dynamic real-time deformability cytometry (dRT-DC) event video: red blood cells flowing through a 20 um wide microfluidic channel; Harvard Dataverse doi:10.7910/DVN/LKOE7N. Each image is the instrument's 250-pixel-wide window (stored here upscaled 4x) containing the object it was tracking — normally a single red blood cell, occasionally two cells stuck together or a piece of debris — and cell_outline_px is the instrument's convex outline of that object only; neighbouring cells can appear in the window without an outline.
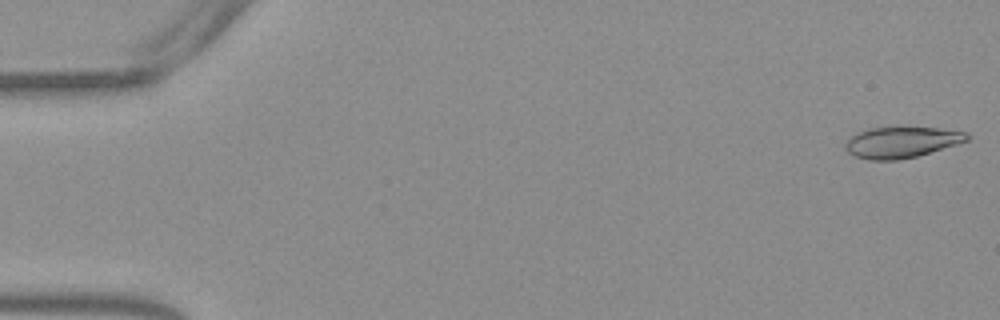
{"species": "Egyptian fruit bat (a non-hibernating species)", "species_latin": "Rousettus aegyptiacus", "temperature_condition": "warm", "stored_images_in_passage": 53, "camera_frame_rate_fps": 3000, "um_per_image_px": 0.085, "frame": {"image": 1, "passage_image": 1, "time_ms": 0.0, "image_size_px": [1000, 320], "cell_outline_px": [[972, 136], [968, 140], [956, 144], [916, 156], [896, 160], [868, 160], [856, 156], [848, 152], [844, 148], [844, 144], [856, 132], [868, 128], [896, 124], [900, 124], [936, 128], [968, 132]], "centroid_in_image_um": [76.61, 12.03], "position_along_channel_um": 8.4, "area_um2": 22.77}}
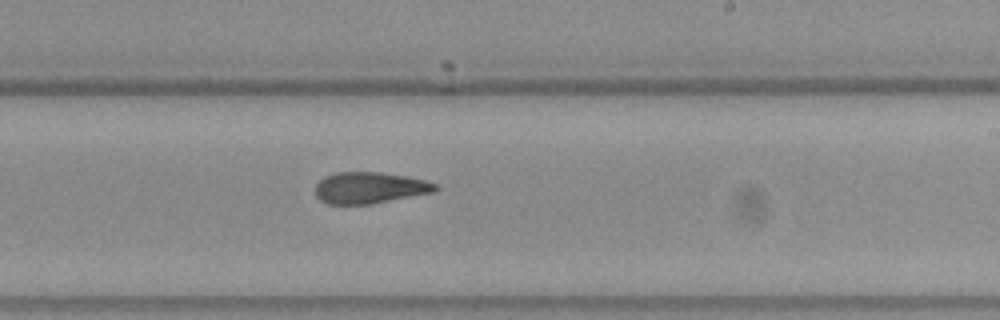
{"frame": {"image": 2, "passage_image": 32, "time_ms": 10.333, "image_size_px": [1000, 320], "cell_outline_px": [[440, 188], [436, 192], [372, 204], [328, 204], [320, 200], [316, 196], [316, 184], [324, 176], [336, 172], [380, 172], [404, 176], [424, 180], [436, 184]], "centroid_in_image_um": [31.43, 15.97], "position_along_channel_um": 257.6, "area_um2": 22.08}}
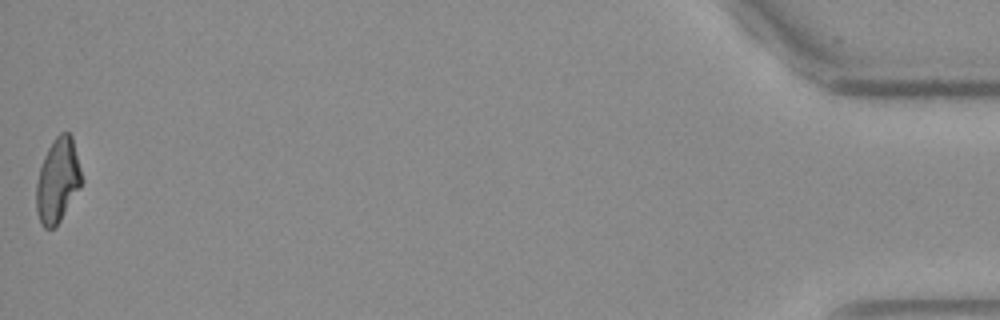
{"frame": {"image": 3, "passage_image": 53, "time_ms": 17.333, "image_size_px": [1000, 320], "cell_outline_px": [[84, 180], [80, 188], [60, 220], [52, 228], [44, 228], [40, 224], [36, 212], [36, 184], [40, 168], [44, 156], [52, 140], [60, 132], [68, 132], [72, 136]], "centroid_in_image_um": [4.91, 15.32], "position_along_channel_um": 430.3, "area_um2": 22.37}, "authors_computed_cell_mechanics": {"area_um2": 22.831, "velocity_mm_per_s": 3.8376, "shape_relaxation_time_tau1_ms": null, "shape_relaxation_time_tau2_ms": 3.5004, "deformation_change_tau1": null, "deformation_change_tau2": 0.12}}